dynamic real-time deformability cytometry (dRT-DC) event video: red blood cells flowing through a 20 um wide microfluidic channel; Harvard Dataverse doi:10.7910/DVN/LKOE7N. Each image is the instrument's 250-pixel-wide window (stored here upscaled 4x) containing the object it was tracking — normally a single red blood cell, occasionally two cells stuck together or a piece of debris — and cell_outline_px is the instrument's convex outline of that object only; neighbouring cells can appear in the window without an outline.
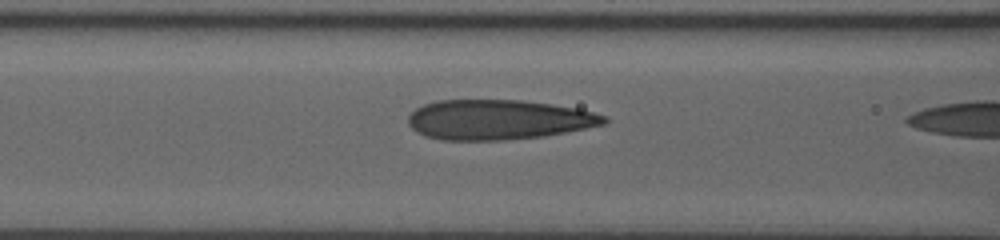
{"species": "human", "species_latin": "Homo sapiens", "temperature_condition": "room temperature", "stored_images_in_passage": 13, "camera_frame_rate_fps": 3000, "um_per_image_px": 0.085, "donor": {"sex": "male"}, "frame": {"image": 1, "passage_image": 12, "time_ms": 3.667, "image_size_px": [1000, 240], "cell_outline_px": [[608, 120], [604, 124], [544, 136], [504, 140], [444, 140], [424, 136], [412, 128], [408, 124], [408, 116], [416, 108], [424, 104], [436, 100], [520, 100], [552, 104], [576, 108], [608, 116]], "centroid_in_image_um": [42.33, 10.17], "position_along_channel_um": 124.3, "area_um2": 45.49}}